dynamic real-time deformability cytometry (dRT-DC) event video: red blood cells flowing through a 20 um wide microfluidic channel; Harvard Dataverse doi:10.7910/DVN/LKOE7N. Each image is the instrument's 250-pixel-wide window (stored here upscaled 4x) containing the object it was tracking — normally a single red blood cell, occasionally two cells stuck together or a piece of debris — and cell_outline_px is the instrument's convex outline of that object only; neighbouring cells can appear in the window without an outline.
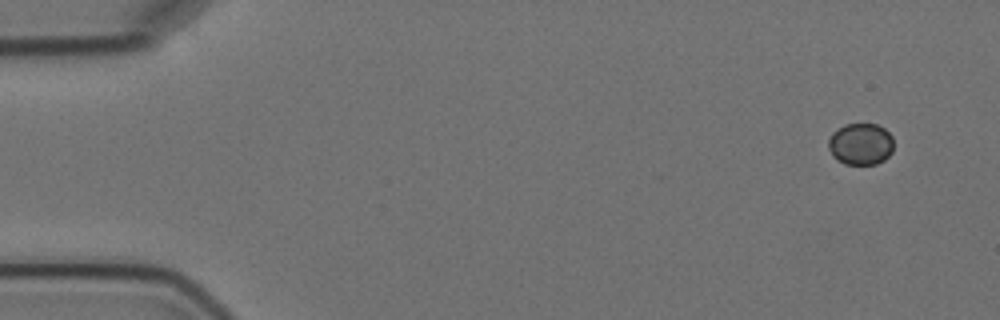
{"species": "Egyptian fruit bat (a non-hibernating species)", "species_latin": "Rousettus aegyptiacus", "temperature_condition": "cold", "stored_images_in_passage": 7, "camera_frame_rate_fps": 3000, "um_per_image_px": 0.085, "animal": {"sex": "female"}, "frame": {"image": 1, "passage_image": 1, "time_ms": 0.0, "image_size_px": [1000, 320], "cell_outline_px": [[892, 152], [884, 160], [876, 164], [844, 164], [836, 160], [832, 156], [828, 148], [828, 140], [832, 132], [844, 124], [876, 124], [884, 128], [892, 136]], "centroid_in_image_um": [73.13, 12.24], "position_along_channel_um": 11.9, "area_um2": 16.01}}
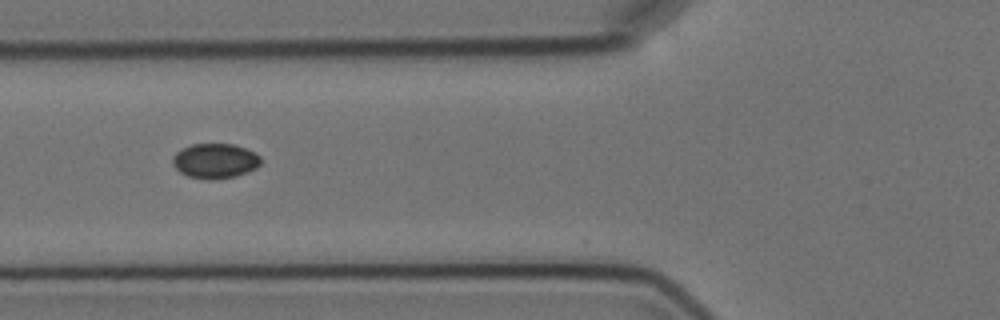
{"frame": {"image": 2, "passage_image": 6, "time_ms": 6.0, "image_size_px": [1000, 320], "cell_outline_px": [[260, 164], [256, 168], [248, 172], [236, 176], [216, 180], [208, 180], [188, 176], [180, 172], [172, 164], [172, 156], [176, 152], [192, 144], [232, 144], [244, 148], [260, 156]], "centroid_in_image_um": [18.26, 13.69], "position_along_channel_um": 107.5, "area_um2": 17.92}}
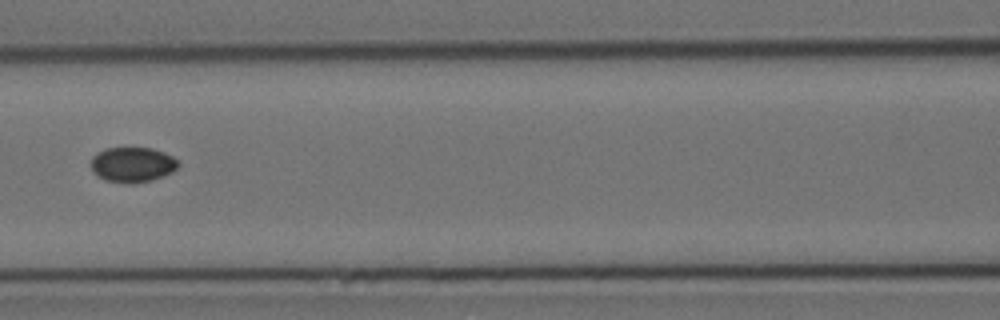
{"frame": {"image": 3, "passage_image": 7, "time_ms": 7.333, "image_size_px": [1000, 320], "cell_outline_px": [[180, 164], [172, 172], [152, 180], [132, 184], [128, 184], [104, 180], [96, 176], [92, 172], [92, 156], [96, 152], [104, 148], [152, 148], [164, 152], [172, 156]], "centroid_in_image_um": [11.23, 14.0], "position_along_channel_um": 155.4, "area_um2": 18.03}}